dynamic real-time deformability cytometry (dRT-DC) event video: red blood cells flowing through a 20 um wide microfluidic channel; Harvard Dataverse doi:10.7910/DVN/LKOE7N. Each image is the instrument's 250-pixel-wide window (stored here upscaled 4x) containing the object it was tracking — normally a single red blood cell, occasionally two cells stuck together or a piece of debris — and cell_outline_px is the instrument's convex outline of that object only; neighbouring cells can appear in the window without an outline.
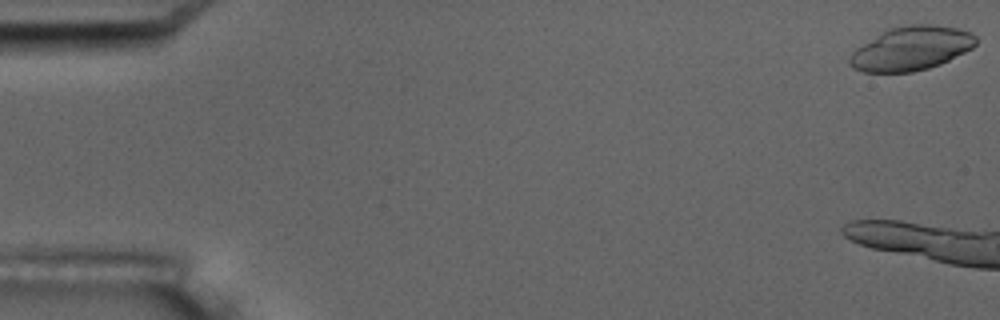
{"species": "common noctule bat (a hibernating species)", "species_latin": "Nyctalus noctula", "temperature_condition": "room temperature", "stored_images_in_passage": 8, "camera_frame_rate_fps": 3000, "um_per_image_px": 0.085, "animal": {"sex": "male", "body_mass_g": 17.5, "forearm_length_mm": 52.3}, "frame": {"image": 1, "passage_image": 1, "time_ms": 0.0, "image_size_px": [1000, 320], "cell_outline_px": [[976, 44], [972, 48], [940, 64], [928, 68], [912, 72], [864, 72], [852, 68], [848, 64], [848, 60], [852, 52], [856, 48], [888, 28], [908, 24], [936, 24], [956, 28], [972, 32], [976, 36]], "centroid_in_image_um": [77.44, 4.11], "position_along_channel_um": 7.6, "area_um2": 32.37}}